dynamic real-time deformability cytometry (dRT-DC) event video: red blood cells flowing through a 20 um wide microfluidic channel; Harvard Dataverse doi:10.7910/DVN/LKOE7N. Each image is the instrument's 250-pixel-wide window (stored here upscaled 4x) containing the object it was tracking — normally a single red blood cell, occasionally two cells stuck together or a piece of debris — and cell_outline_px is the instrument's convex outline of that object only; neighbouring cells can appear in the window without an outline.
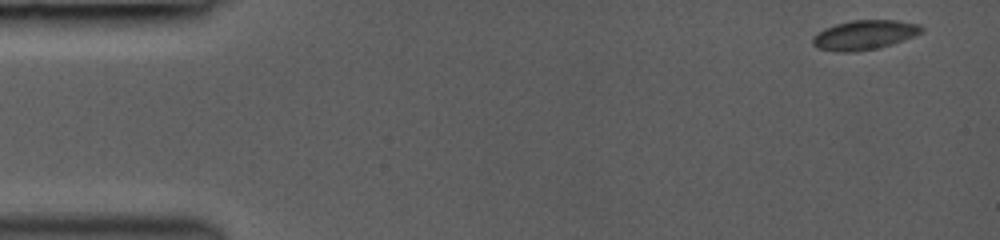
{"species": "common noctule bat (a hibernating species)", "species_latin": "Nyctalus noctula", "temperature_condition": "room temperature", "stored_images_in_passage": 7, "camera_frame_rate_fps": 3000, "um_per_image_px": 0.085, "animal": {"sex": "female", "body_mass_g": 19.0, "forearm_length_mm": 53.3}, "frame": {"image": 1, "passage_image": 1, "time_ms": 0.0, "image_size_px": [1000, 240], "cell_outline_px": [[924, 32], [892, 44], [876, 48], [852, 52], [836, 52], [816, 48], [812, 44], [812, 36], [816, 32], [824, 28], [836, 24], [852, 20], [896, 20], [920, 24], [924, 28]], "centroid_in_image_um": [73.44, 2.97], "position_along_channel_um": 11.6, "area_um2": 18.9}}
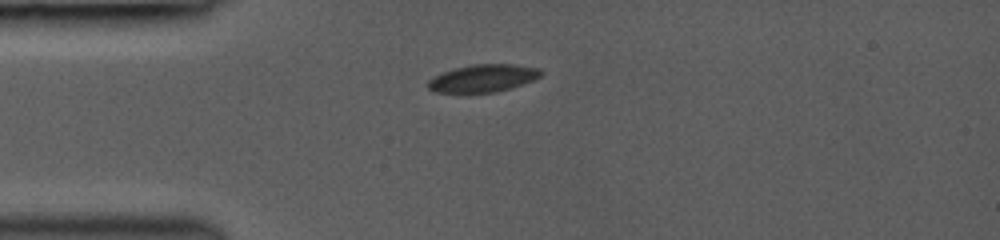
{"frame": {"image": 2, "passage_image": 6, "time_ms": 3.333, "image_size_px": [1000, 240], "cell_outline_px": [[544, 72], [536, 80], [512, 88], [496, 92], [436, 92], [428, 88], [428, 80], [432, 76], [456, 68], [472, 64], [512, 64], [540, 68]], "centroid_in_image_um": [41.11, 6.64], "position_along_channel_um": 43.9, "area_um2": 18.21}}